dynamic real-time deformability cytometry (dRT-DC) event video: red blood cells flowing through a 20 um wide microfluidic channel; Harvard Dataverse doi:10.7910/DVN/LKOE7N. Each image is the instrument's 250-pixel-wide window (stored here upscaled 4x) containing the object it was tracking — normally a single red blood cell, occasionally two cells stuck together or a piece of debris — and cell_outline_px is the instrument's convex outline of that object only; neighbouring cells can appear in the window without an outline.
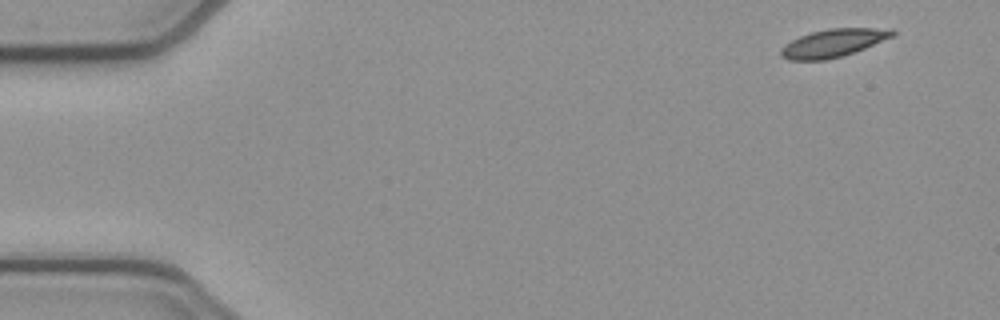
{"species": "common noctule bat (a hibernating species)", "species_latin": "Nyctalus noctula", "temperature_condition": "cold", "stored_images_in_passage": 3, "camera_frame_rate_fps": 3000, "um_per_image_px": 0.085, "animal": {"sex": "female", "body_mass_g": 21.9}, "frame": {"image": 1, "passage_image": 1, "time_ms": 0.0, "image_size_px": [1000, 320], "cell_outline_px": [[896, 32], [892, 36], [864, 48], [844, 56], [824, 60], [788, 60], [780, 56], [780, 48], [784, 44], [800, 36], [812, 32], [828, 28], [892, 28]], "centroid_in_image_um": [70.79, 3.66], "position_along_channel_um": 14.2, "area_um2": 18.15}}